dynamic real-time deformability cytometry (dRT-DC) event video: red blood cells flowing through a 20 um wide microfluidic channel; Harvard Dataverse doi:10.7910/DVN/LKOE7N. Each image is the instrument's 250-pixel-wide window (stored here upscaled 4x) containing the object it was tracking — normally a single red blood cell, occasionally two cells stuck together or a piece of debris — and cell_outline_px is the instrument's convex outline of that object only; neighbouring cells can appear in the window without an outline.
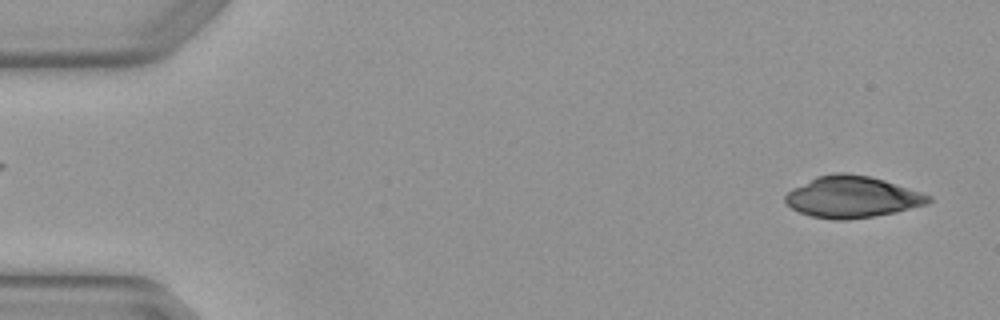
{"species": "Egyptian fruit bat (a non-hibernating species)", "species_latin": "Rousettus aegyptiacus", "temperature_condition": "warm", "stored_images_in_passage": 5, "segment_of_instrument_passage": [2, 2], "camera_frame_rate_fps": 3000, "um_per_image_px": 0.085, "animal": {"sex": "female"}, "frame": {"image": 1, "passage_image": 5, "time_ms": 1.333, "image_size_px": [1000, 320], "cell_outline_px": [[932, 200], [928, 204], [896, 212], [848, 220], [832, 220], [812, 216], [800, 212], [792, 208], [784, 200], [784, 196], [792, 188], [816, 176], [836, 172], [844, 172], [868, 176], [884, 180], [932, 196]], "centroid_in_image_um": [72.42, 16.74], "position_along_channel_um": 12.6, "area_um2": 34.56}}